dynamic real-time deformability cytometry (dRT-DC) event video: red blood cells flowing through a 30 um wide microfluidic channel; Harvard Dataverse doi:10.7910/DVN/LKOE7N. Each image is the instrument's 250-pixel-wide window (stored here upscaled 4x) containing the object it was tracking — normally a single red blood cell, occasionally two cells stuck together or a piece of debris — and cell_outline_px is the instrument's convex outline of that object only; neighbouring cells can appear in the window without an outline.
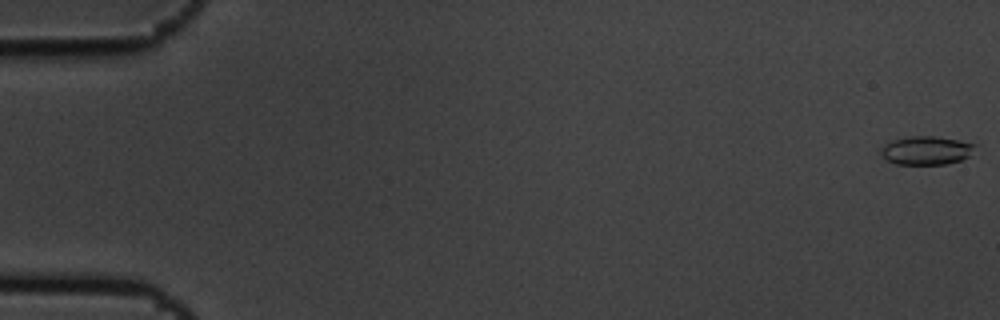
{"species": "common noctule bat (a hibernating species)", "species_latin": "Nyctalus noctula", "temperature_condition": "cold", "stored_images_in_passage": 6, "camera_frame_rate_fps": 3000, "um_per_image_px": 0.085, "animal": {"sex": "male", "body_mass_g": 19.5, "forearm_length_mm": 54.6}, "frame": {"image": 1, "passage_image": 1, "time_ms": 0.0, "image_size_px": [1000, 320], "cell_outline_px": [[976, 144], [968, 156], [960, 160], [944, 164], [896, 164], [888, 160], [880, 152], [880, 148], [884, 144], [892, 140], [908, 136], [936, 136]], "centroid_in_image_um": [78.68, 12.77], "position_along_channel_um": 6.3, "area_um2": 15.43}}
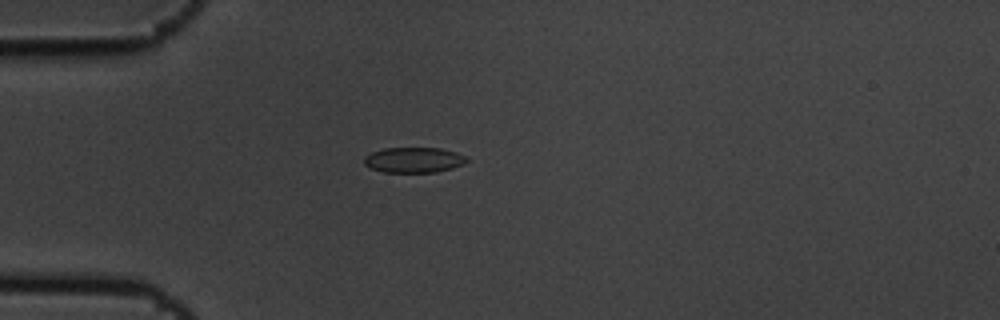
{"frame": {"image": 2, "passage_image": 5, "time_ms": 1.333, "image_size_px": [1000, 320], "cell_outline_px": [[468, 160], [464, 164], [452, 168], [436, 172], [384, 172], [372, 168], [364, 164], [364, 156], [372, 152], [384, 148], [440, 148], [456, 152], [464, 156]], "centroid_in_image_um": [35.17, 13.59], "position_along_channel_um": 49.8, "area_um2": 15.09}}